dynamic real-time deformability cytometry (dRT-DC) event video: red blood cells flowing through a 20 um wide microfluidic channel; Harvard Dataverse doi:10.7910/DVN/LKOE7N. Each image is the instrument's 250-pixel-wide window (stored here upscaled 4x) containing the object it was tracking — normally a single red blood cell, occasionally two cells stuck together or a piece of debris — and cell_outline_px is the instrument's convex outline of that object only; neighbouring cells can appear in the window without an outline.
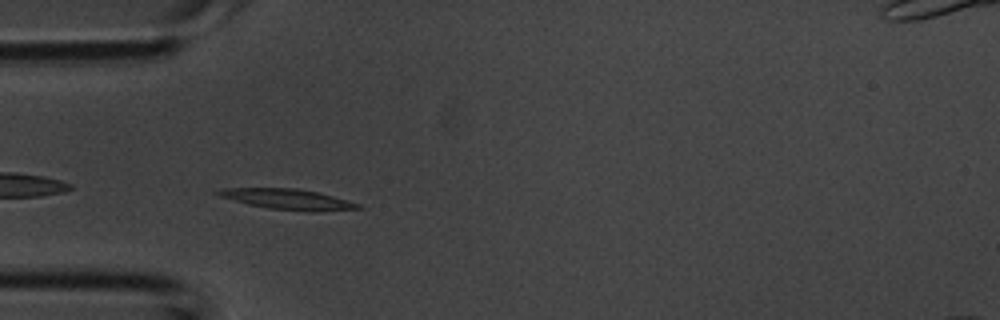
{"species": "common noctule bat (a hibernating species)", "species_latin": "Nyctalus noctula", "temperature_condition": "room temperature", "stored_images_in_passage": 4, "camera_frame_rate_fps": 3000, "um_per_image_px": 0.085, "animal": {"sex": "male", "body_mass_g": 20.1, "forearm_length_mm": 53.5}, "frame": {"image": 1, "passage_image": 3, "time_ms": 0.667, "image_size_px": [1000, 320], "cell_outline_px": [[364, 208], [312, 212], [268, 208], [248, 204], [220, 196], [212, 192], [224, 188], [296, 188], [316, 192], [332, 196], [360, 204]], "centroid_in_image_um": [24.45, 16.93], "position_along_channel_um": 60.6, "area_um2": 16.53}}
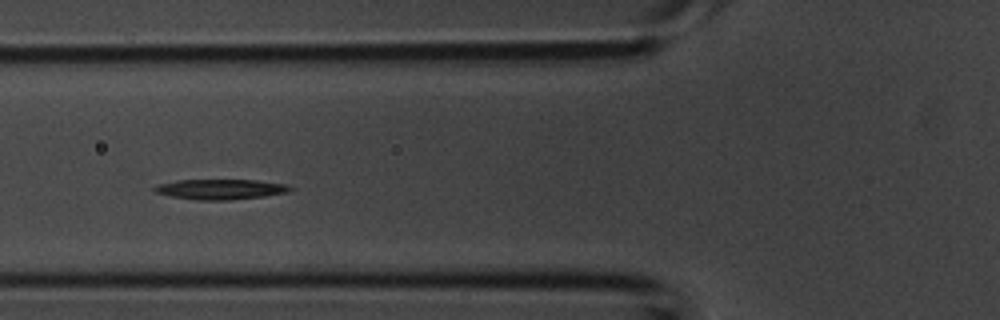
{"frame": {"image": 2, "passage_image": 4, "time_ms": 1.0, "image_size_px": [1000, 320], "cell_outline_px": [[296, 188], [288, 192], [264, 196], [232, 200], [196, 200], [172, 196], [152, 192], [152, 188], [160, 184], [176, 180], [256, 180], [284, 184]], "centroid_in_image_um": [18.74, 16.09], "position_along_channel_um": 107.1, "area_um2": 16.01}}